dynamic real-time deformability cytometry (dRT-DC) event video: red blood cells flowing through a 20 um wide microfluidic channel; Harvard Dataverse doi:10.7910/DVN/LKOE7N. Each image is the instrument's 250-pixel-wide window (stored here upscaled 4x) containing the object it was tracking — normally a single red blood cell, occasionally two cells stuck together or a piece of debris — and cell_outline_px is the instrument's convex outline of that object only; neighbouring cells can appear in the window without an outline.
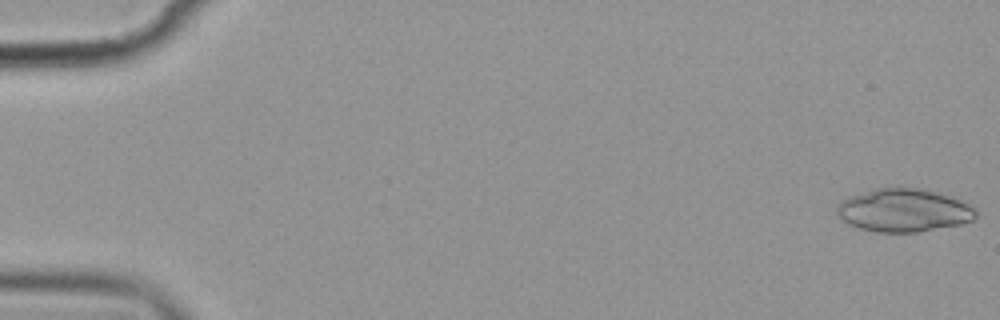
{"species": "common noctule bat (a hibernating species)", "species_latin": "Nyctalus noctula", "temperature_condition": "cold", "stored_images_in_passage": 6, "camera_frame_rate_fps": 3000, "um_per_image_px": 0.085, "animal": {"sex": "female", "body_mass_g": 19.9}, "frame": {"image": 1, "passage_image": 1, "time_ms": 0.0, "image_size_px": [1000, 320], "cell_outline_px": [[976, 216], [972, 220], [960, 224], [916, 232], [876, 232], [860, 228], [848, 224], [836, 212], [836, 208], [840, 200], [848, 196], [876, 188], [900, 184], [924, 188], [940, 192], [952, 196], [976, 208]], "centroid_in_image_um": [76.81, 17.82], "position_along_channel_um": 8.2, "area_um2": 35.66}}